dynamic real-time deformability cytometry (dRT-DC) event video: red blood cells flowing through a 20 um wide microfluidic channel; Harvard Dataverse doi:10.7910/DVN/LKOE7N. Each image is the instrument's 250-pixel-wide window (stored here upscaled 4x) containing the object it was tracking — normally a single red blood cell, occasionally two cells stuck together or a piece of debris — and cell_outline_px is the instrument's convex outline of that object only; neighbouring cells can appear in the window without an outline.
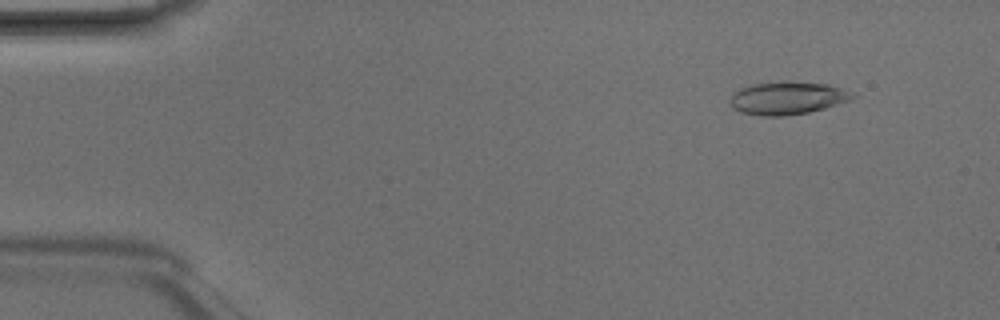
{"species": "Egyptian fruit bat (a non-hibernating species)", "species_latin": "Rousettus aegyptiacus", "temperature_condition": "room temperature", "stored_images_in_passage": 6, "camera_frame_rate_fps": 3000, "um_per_image_px": 0.085, "animal": {"sex": "male"}, "frame": {"image": 1, "passage_image": 2, "time_ms": 0.333, "image_size_px": [1000, 320], "cell_outline_px": [[860, 96], [852, 100], [824, 108], [808, 112], [784, 116], [760, 116], [740, 112], [732, 108], [728, 100], [732, 92], [740, 88], [752, 84], [784, 80], [788, 80], [828, 84], [840, 88]], "centroid_in_image_um": [66.9, 8.32], "position_along_channel_um": 18.1, "area_um2": 23.99}}
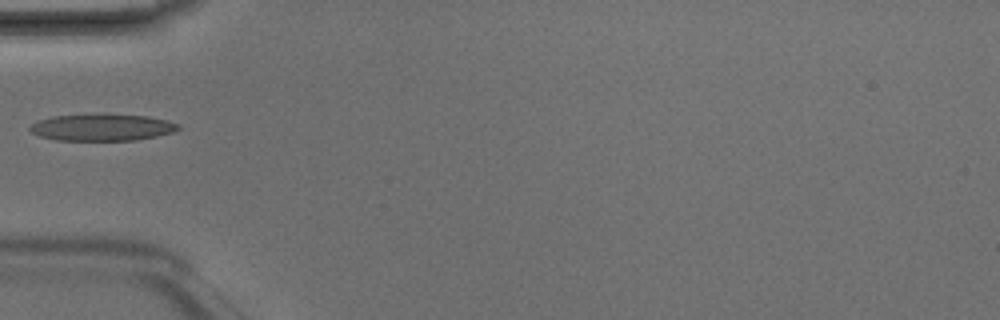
{"frame": {"image": 2, "passage_image": 5, "time_ms": 1.333, "image_size_px": [1000, 320], "cell_outline_px": [[180, 128], [172, 132], [156, 136], [136, 140], [56, 140], [40, 136], [32, 132], [28, 128], [32, 124], [40, 120], [52, 116], [148, 116], [168, 120], [180, 124]], "centroid_in_image_um": [8.7, 10.86], "position_along_channel_um": 76.3, "area_um2": 22.31}}